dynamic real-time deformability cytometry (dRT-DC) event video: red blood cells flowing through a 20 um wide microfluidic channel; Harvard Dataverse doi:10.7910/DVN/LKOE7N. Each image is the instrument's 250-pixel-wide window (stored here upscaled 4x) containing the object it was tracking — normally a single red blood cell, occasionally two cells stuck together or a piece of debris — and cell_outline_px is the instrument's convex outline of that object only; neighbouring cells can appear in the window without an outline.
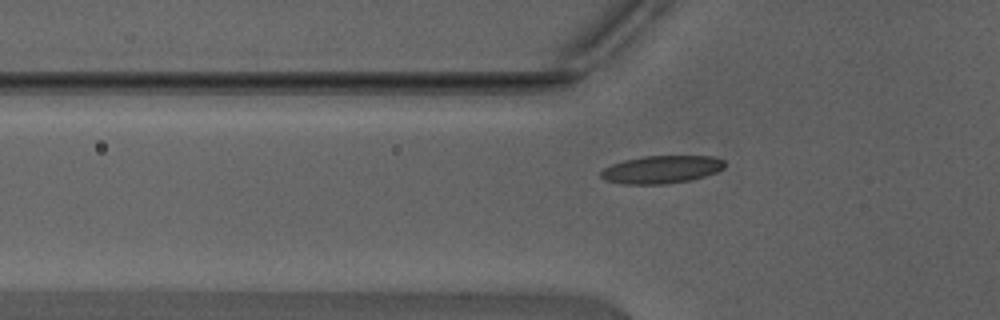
{"species": "Egyptian fruit bat (a non-hibernating species)", "species_latin": "Rousettus aegyptiacus", "temperature_condition": "warm", "stored_images_in_passage": 32, "camera_frame_rate_fps": 3000, "um_per_image_px": 0.085, "animal": {"sex": "male"}, "frame": {"image": 1, "passage_image": 2, "time_ms": 0.333, "image_size_px": [1000, 320], "cell_outline_px": [[724, 168], [716, 172], [704, 176], [688, 180], [664, 184], [624, 184], [604, 180], [600, 176], [600, 172], [604, 168], [612, 164], [624, 160], [644, 156], [712, 156], [724, 160]], "centroid_in_image_um": [56.2, 14.4], "position_along_channel_um": 69.6, "area_um2": 19.94}}
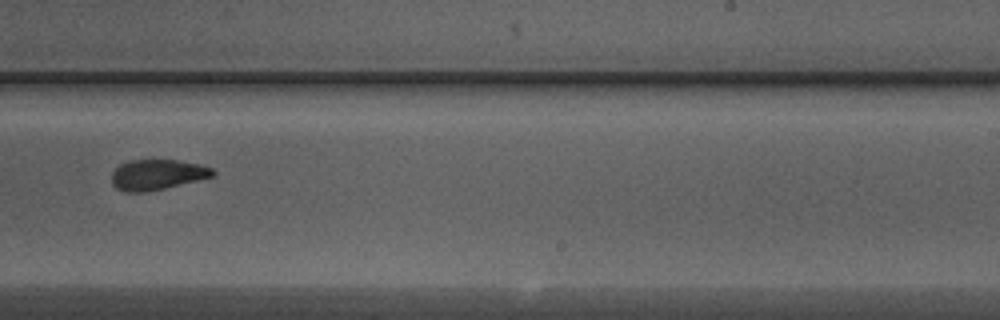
{"frame": {"image": 2, "passage_image": 16, "time_ms": 5.0, "image_size_px": [1000, 320], "cell_outline_px": [[216, 172], [212, 176], [148, 192], [124, 192], [116, 188], [112, 184], [112, 172], [120, 164], [132, 160], [176, 160], [200, 164], [212, 168]], "centroid_in_image_um": [13.33, 14.84], "position_along_channel_um": 275.7, "area_um2": 17.74}}
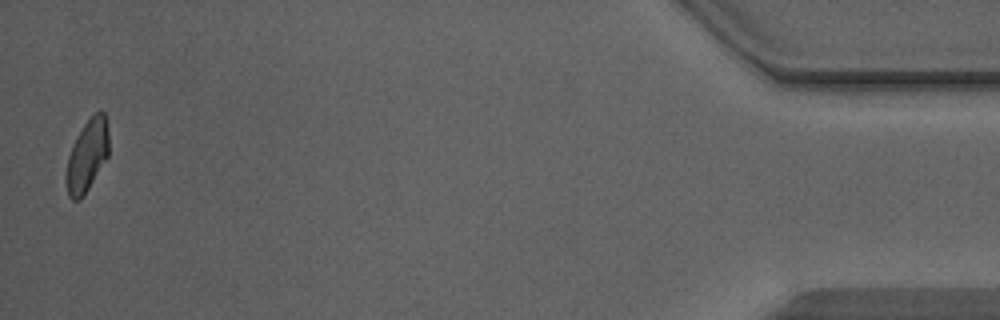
{"frame": {"image": 3, "passage_image": 32, "time_ms": 10.333, "image_size_px": [1000, 320], "cell_outline_px": [[108, 156], [88, 188], [80, 200], [72, 200], [68, 196], [64, 176], [68, 156], [76, 136], [84, 124], [100, 108], [104, 112], [108, 128]], "centroid_in_image_um": [7.38, 13.23], "position_along_channel_um": 427.8, "area_um2": 17.92}, "authors_computed_cell_mechanics": {"area_um2": 18.785, "velocity_mm_per_s": 4.436, "shape_relaxation_time_tau1_ms": 4.9516, "shape_relaxation_time_tau2_ms": 1.6556, "deformation_change_tau1": 0.1418, "deformation_change_tau2": 0.0743}}